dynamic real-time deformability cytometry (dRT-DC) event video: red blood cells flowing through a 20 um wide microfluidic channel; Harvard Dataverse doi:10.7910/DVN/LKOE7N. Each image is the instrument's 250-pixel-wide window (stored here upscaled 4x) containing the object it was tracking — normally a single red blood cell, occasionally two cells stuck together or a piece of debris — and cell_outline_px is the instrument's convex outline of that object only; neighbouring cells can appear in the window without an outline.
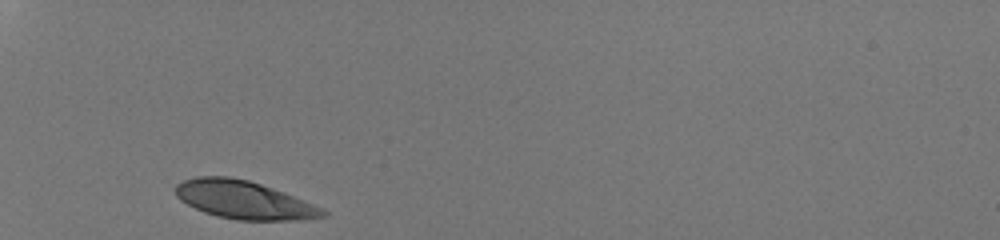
{"species": "human", "species_latin": "Homo sapiens", "temperature_condition": "room temperature", "stored_images_in_passage": 27, "camera_frame_rate_fps": 3000, "um_per_image_px": 0.085, "donor": {"sex": "male"}, "frame": {"image": 1, "passage_image": 1, "time_ms": 0.0, "image_size_px": [1000, 240], "cell_outline_px": [[328, 216], [300, 220], [236, 220], [216, 216], [204, 212], [180, 200], [176, 196], [172, 188], [176, 184], [184, 180], [196, 176], [228, 176], [248, 180], [284, 192], [312, 204], [328, 212]], "centroid_in_image_um": [20.68, 16.99], "position_along_channel_um": 64.3, "area_um2": 32.66}}
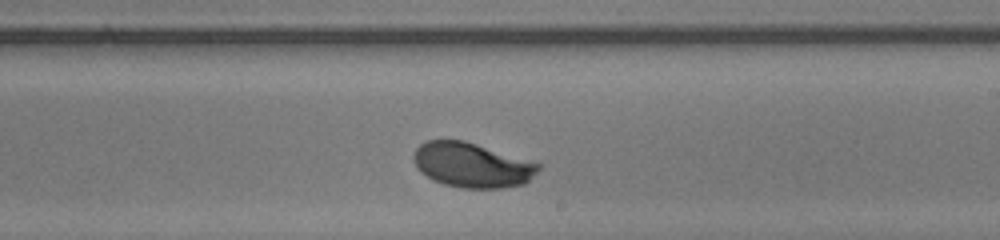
{"frame": {"image": 2, "passage_image": 16, "time_ms": 5.0, "image_size_px": [1000, 240], "cell_outline_px": [[540, 168], [524, 184], [500, 188], [460, 188], [444, 184], [432, 180], [420, 172], [416, 168], [412, 156], [416, 148], [420, 144], [428, 140], [464, 140], [540, 164]], "centroid_in_image_um": [40.05, 14.03], "position_along_channel_um": 248.9, "area_um2": 32.37}}
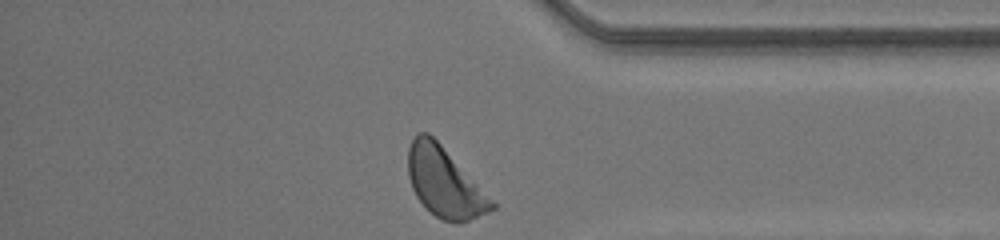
{"frame": {"image": 3, "passage_image": 27, "time_ms": 8.667, "image_size_px": [1000, 240], "cell_outline_px": [[496, 208], [488, 212], [468, 220], [456, 224], [444, 220], [436, 216], [416, 196], [412, 188], [408, 176], [408, 148], [416, 132], [428, 132], [440, 144], [496, 204]], "centroid_in_image_um": [37.75, 15.5], "position_along_channel_um": 397.4, "area_um2": 33.12}, "authors_computed_cell_mechanics": {"area_um2": 33.1194, "velocity_mm_per_s": 4.1822, "shape_relaxation_time_tau1_ms": 2.0258, "shape_relaxation_time_tau2_ms": null, "deformation_change_tau1": 0.1596, "deformation_change_tau2": null}}